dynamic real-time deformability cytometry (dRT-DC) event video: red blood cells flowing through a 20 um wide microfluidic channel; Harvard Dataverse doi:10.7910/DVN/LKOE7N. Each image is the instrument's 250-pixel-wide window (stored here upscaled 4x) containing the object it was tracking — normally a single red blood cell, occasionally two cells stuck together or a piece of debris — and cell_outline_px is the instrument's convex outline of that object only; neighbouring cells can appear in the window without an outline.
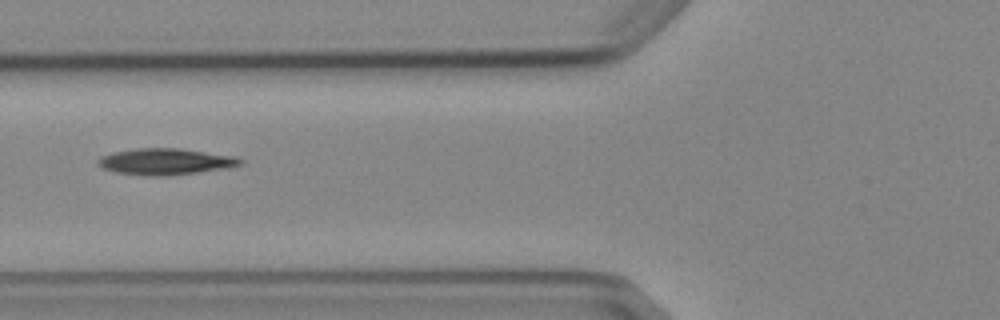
{"species": "Egyptian fruit bat (a non-hibernating species)", "species_latin": "Rousettus aegyptiacus", "temperature_condition": "cold", "stored_images_in_passage": 4, "camera_frame_rate_fps": 3000, "um_per_image_px": 0.085, "animal": {"sex": "female"}, "frame": {"image": 1, "passage_image": 3, "time_ms": 2.333, "image_size_px": [1000, 320], "cell_outline_px": [[244, 164], [228, 168], [164, 176], [148, 176], [116, 172], [104, 168], [96, 164], [96, 160], [100, 156], [112, 152], [136, 148], [180, 148], [236, 156], [244, 160]], "centroid_in_image_um": [14.07, 13.72], "position_along_channel_um": 111.7, "area_um2": 22.02}}